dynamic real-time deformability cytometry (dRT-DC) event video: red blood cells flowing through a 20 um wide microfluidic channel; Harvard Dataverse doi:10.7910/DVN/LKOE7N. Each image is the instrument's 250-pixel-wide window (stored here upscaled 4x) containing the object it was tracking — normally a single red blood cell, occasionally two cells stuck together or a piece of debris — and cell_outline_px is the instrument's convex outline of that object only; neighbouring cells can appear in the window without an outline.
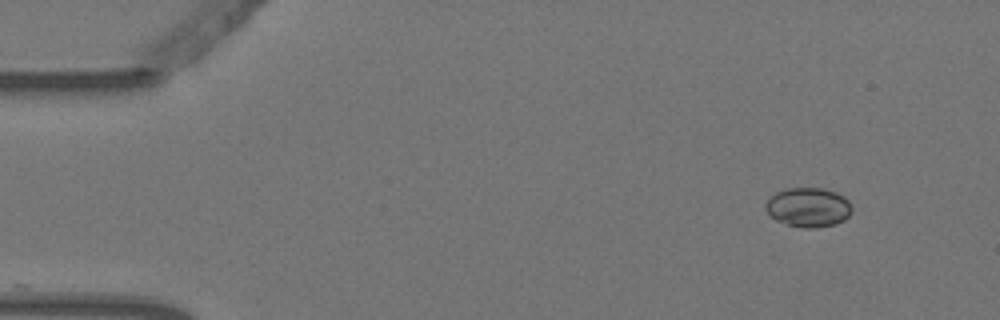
{"species": "Egyptian fruit bat (a non-hibernating species)", "species_latin": "Rousettus aegyptiacus", "temperature_condition": "warm", "stored_images_in_passage": 4, "camera_frame_rate_fps": 3000, "um_per_image_px": 0.085, "animal": {"sex": "female"}, "frame": {"image": 1, "passage_image": 1, "time_ms": 0.0, "image_size_px": [1000, 320], "cell_outline_px": [[852, 212], [844, 220], [836, 224], [816, 228], [804, 228], [788, 224], [776, 220], [764, 208], [764, 204], [776, 192], [784, 188], [824, 188], [836, 192], [844, 196], [848, 200], [852, 208]], "centroid_in_image_um": [68.72, 17.61], "position_along_channel_um": 16.3, "area_um2": 19.88}}
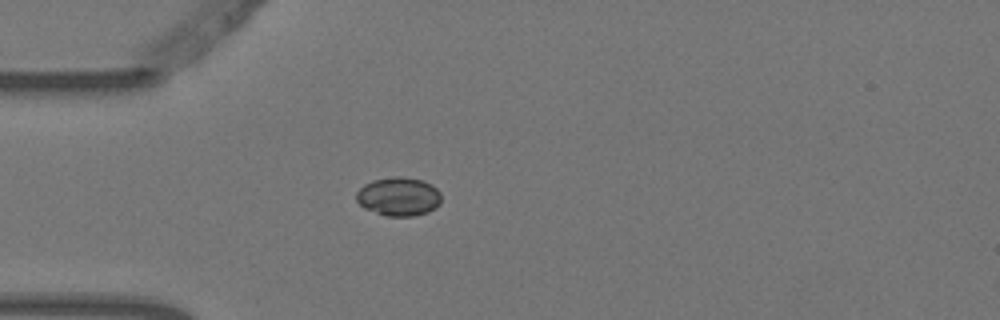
{"frame": {"image": 2, "passage_image": 4, "time_ms": 1.0, "image_size_px": [1000, 320], "cell_outline_px": [[440, 204], [436, 208], [428, 212], [412, 216], [388, 216], [364, 208], [356, 200], [356, 192], [364, 184], [372, 180], [396, 176], [400, 176], [420, 180], [432, 184], [440, 192]], "centroid_in_image_um": [33.89, 16.7], "position_along_channel_um": 51.1, "area_um2": 19.13}}